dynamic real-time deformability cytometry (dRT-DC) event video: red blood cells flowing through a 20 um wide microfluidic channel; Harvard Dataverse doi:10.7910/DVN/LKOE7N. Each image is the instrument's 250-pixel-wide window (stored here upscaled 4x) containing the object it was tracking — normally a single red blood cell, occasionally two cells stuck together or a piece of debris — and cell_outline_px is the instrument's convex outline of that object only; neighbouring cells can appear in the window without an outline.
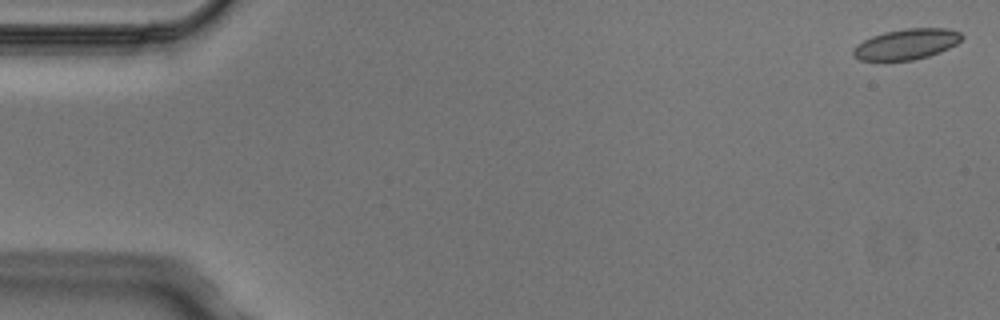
{"species": "Egyptian fruit bat (a non-hibernating species)", "species_latin": "Rousettus aegyptiacus", "temperature_condition": "cold", "stored_images_in_passage": 5, "camera_frame_rate_fps": 3000, "um_per_image_px": 0.085, "animal": {"sex": "male"}, "frame": {"image": 1, "passage_image": 1, "time_ms": 0.0, "image_size_px": [1000, 320], "cell_outline_px": [[964, 36], [956, 44], [940, 52], [928, 56], [912, 60], [860, 60], [852, 56], [852, 52], [856, 44], [872, 36], [884, 32], [904, 28], [948, 28], [960, 32]], "centroid_in_image_um": [77.04, 3.74], "position_along_channel_um": 8.0, "area_um2": 19.36}}
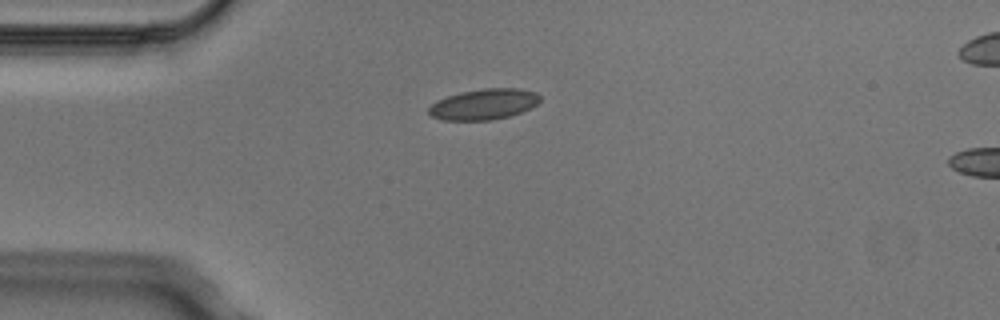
{"frame": {"image": 2, "passage_image": 4, "time_ms": 1.0, "image_size_px": [1000, 320], "cell_outline_px": [[540, 100], [532, 108], [508, 116], [492, 120], [444, 120], [432, 116], [428, 112], [428, 108], [436, 100], [460, 92], [484, 88], [520, 88], [536, 92], [540, 96]], "centroid_in_image_um": [41.13, 8.85], "position_along_channel_um": 43.9, "area_um2": 19.94}}